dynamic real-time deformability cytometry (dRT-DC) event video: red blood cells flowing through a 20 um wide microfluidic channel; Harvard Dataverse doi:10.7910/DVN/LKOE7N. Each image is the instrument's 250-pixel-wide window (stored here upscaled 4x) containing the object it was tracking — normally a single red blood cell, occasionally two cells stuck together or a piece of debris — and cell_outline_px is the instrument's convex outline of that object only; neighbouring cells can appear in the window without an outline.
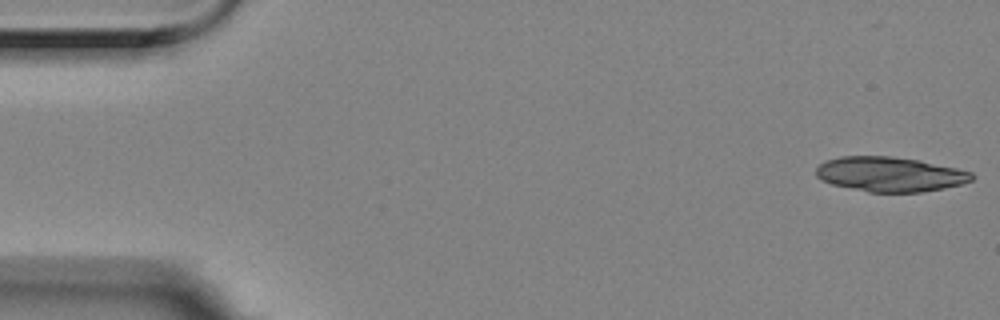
{"species": "Egyptian fruit bat (a non-hibernating species)", "species_latin": "Rousettus aegyptiacus", "temperature_condition": "room temperature", "stored_images_in_passage": 19, "camera_frame_rate_fps": 3000, "um_per_image_px": 0.085, "animal": {"sex": "female"}, "frame": {"image": 1, "passage_image": 1, "time_ms": 0.0, "image_size_px": [1000, 320], "cell_outline_px": [[976, 176], [972, 180], [960, 184], [944, 188], [920, 192], [868, 192], [832, 184], [820, 180], [816, 176], [816, 168], [820, 164], [828, 160], [840, 156], [892, 156], [920, 160], [956, 168], [972, 172]], "centroid_in_image_um": [75.64, 14.81], "position_along_channel_um": 9.4, "area_um2": 31.56}}
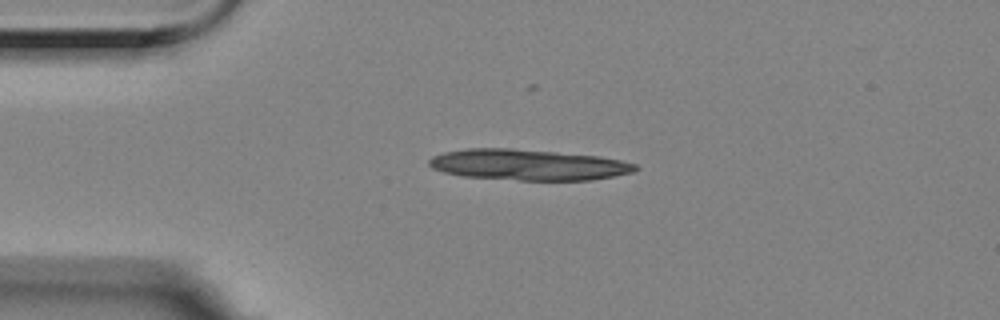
{"frame": {"image": 2, "passage_image": 12, "time_ms": 3.667, "image_size_px": [1000, 320], "cell_outline_px": [[640, 168], [636, 172], [592, 180], [520, 180], [464, 176], [444, 172], [432, 168], [428, 164], [428, 160], [432, 156], [444, 152], [468, 148], [512, 148], [600, 156], [620, 160], [636, 164]], "centroid_in_image_um": [44.92, 14.0], "position_along_channel_um": 40.1, "area_um2": 37.22}}